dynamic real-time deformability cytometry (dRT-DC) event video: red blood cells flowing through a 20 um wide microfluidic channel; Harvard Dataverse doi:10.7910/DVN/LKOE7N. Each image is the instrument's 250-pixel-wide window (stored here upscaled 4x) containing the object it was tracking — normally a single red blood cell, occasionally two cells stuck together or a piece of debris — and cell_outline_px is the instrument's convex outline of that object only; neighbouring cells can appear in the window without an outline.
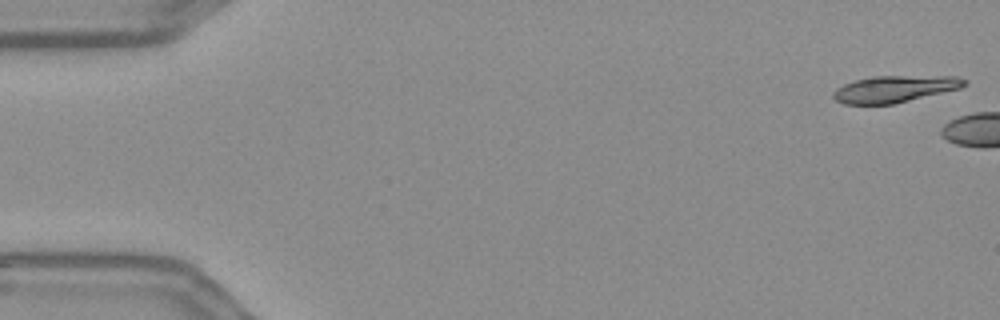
{"species": "Egyptian fruit bat (a non-hibernating species)", "species_latin": "Rousettus aegyptiacus", "temperature_condition": "warm", "stored_images_in_passage": 4, "camera_frame_rate_fps": 3000, "um_per_image_px": 0.085, "frame": {"image": 1, "passage_image": 1, "time_ms": 0.0, "image_size_px": [1000, 320], "cell_outline_px": [[968, 84], [960, 88], [892, 104], [844, 104], [836, 100], [832, 96], [832, 92], [836, 88], [844, 84], [856, 80], [872, 76], [956, 76], [968, 80]], "centroid_in_image_um": [76.04, 7.55], "position_along_channel_um": 9.0, "area_um2": 20.35}}